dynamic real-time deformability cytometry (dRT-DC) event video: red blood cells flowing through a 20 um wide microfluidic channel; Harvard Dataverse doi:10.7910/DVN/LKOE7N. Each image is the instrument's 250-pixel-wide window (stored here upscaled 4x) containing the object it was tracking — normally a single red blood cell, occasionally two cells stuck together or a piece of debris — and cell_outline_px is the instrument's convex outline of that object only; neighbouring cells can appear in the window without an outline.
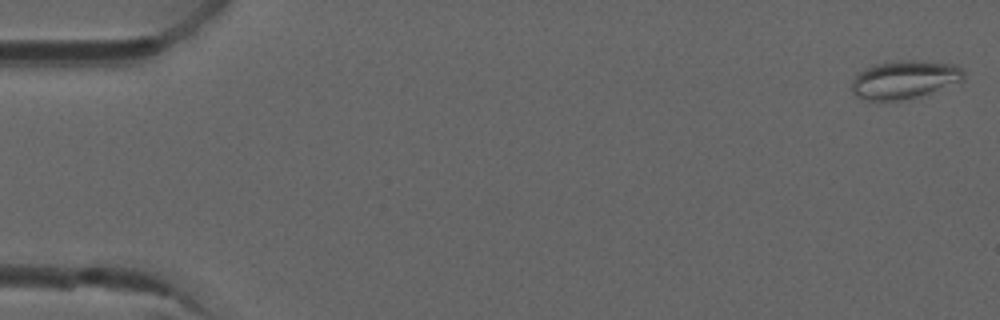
{"species": "common noctule bat (a hibernating species)", "species_latin": "Nyctalus noctula", "temperature_condition": "room temperature", "stored_images_in_passage": 5, "camera_frame_rate_fps": 3000, "um_per_image_px": 0.085, "animal": {"sex": "male", "forearm_length_mm": 52.5}, "frame": {"image": 1, "passage_image": 1, "time_ms": 0.0, "image_size_px": [1000, 320], "cell_outline_px": [[964, 80], [916, 96], [900, 100], [868, 100], [856, 96], [852, 92], [852, 80], [860, 72], [872, 64], [900, 60], [916, 60], [956, 64], [964, 72]], "centroid_in_image_um": [76.86, 6.74], "position_along_channel_um": 8.1, "area_um2": 24.57}}